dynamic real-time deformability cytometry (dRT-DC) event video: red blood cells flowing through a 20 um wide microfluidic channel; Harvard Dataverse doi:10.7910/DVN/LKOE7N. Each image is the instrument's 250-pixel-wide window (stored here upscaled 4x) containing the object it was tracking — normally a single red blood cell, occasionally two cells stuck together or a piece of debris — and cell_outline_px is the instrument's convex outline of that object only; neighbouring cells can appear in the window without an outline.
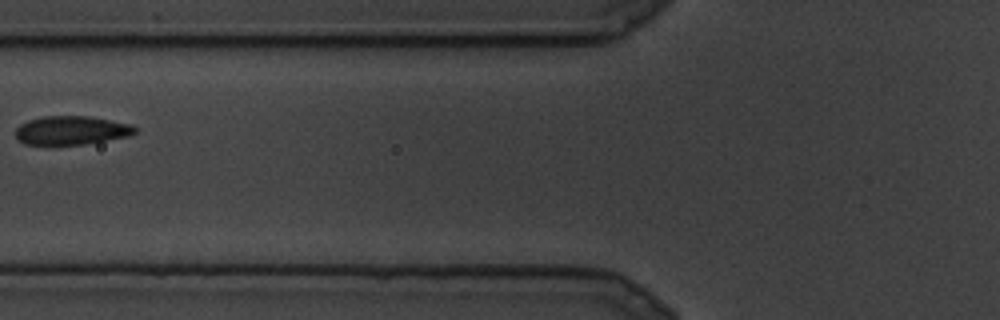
{"species": "common noctule bat (a hibernating species)", "species_latin": "Nyctalus noctula", "temperature_condition": "cold", "stored_images_in_passage": 24, "camera_frame_rate_fps": 3000, "um_per_image_px": 0.085, "animal": {"sex": "male", "body_mass_g": 19.5, "forearm_length_mm": 54.6}, "frame": {"image": 1, "passage_image": 8, "time_ms": 2.333, "image_size_px": [1000, 320], "cell_outline_px": [[136, 132], [128, 136], [84, 144], [24, 144], [16, 140], [16, 128], [20, 124], [28, 120], [44, 116], [88, 116], [132, 124], [136, 128]], "centroid_in_image_um": [6.04, 11.07], "position_along_channel_um": 119.8, "area_um2": 19.88}}